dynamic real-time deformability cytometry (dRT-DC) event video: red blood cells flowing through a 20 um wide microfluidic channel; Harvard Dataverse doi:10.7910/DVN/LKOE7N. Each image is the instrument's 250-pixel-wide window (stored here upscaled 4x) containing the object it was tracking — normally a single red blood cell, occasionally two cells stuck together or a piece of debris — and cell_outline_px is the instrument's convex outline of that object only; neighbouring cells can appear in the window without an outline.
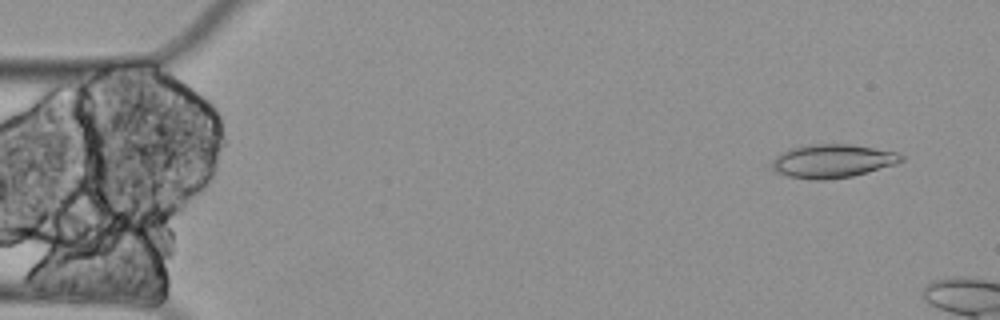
{"species": "Egyptian fruit bat (a non-hibernating species)", "species_latin": "Rousettus aegyptiacus", "temperature_condition": "cold", "stored_images_in_passage": 5, "camera_frame_rate_fps": 3000, "um_per_image_px": 0.085, "animal": {"sex": "female"}, "frame": {"image": 1, "passage_image": 1, "time_ms": 0.0, "image_size_px": [1000, 320], "cell_outline_px": [[904, 160], [896, 164], [852, 176], [824, 180], [812, 180], [788, 176], [776, 172], [768, 164], [780, 152], [788, 148], [816, 144], [848, 144], [896, 152], [904, 156]], "centroid_in_image_um": [70.71, 13.69], "position_along_channel_um": 14.3, "area_um2": 25.26}}